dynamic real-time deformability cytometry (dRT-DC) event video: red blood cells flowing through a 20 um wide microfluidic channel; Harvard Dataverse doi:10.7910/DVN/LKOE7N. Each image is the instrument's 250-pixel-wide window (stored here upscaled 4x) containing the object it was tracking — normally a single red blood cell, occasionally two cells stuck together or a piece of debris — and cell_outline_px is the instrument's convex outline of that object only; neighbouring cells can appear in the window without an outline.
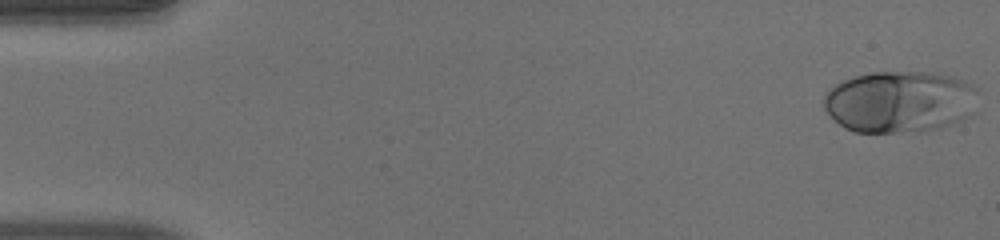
{"species": "human", "species_latin": "Homo sapiens", "temperature_condition": "warm", "stored_images_in_passage": 50, "camera_frame_rate_fps": 3000, "um_per_image_px": 0.085, "donor": {"sex": "male"}, "frame": {"image": 1, "passage_image": 1, "time_ms": 0.0, "image_size_px": [1000, 240], "cell_outline_px": [[976, 92], [964, 116], [960, 120], [940, 128], [924, 132], [856, 132], [844, 128], [824, 108], [824, 96], [836, 84], [852, 76], [872, 72], [924, 72], [948, 76], [972, 84], [976, 88]], "centroid_in_image_um": [76.39, 8.65], "position_along_channel_um": 8.6, "area_um2": 54.56}}
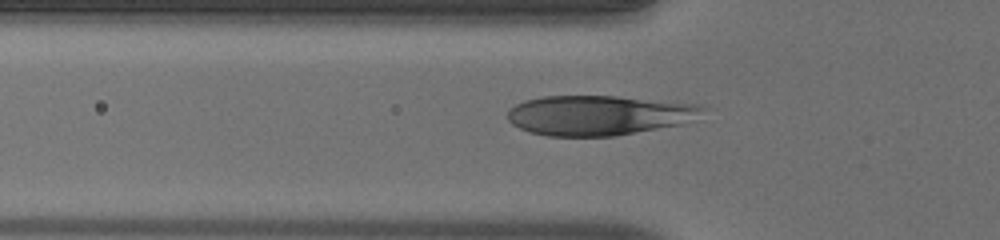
{"frame": {"image": 2, "passage_image": 17, "time_ms": 5.333, "image_size_px": [1000, 240], "cell_outline_px": [[708, 108], [684, 124], [616, 136], [548, 136], [528, 132], [512, 124], [508, 120], [508, 112], [516, 104], [524, 100], [544, 96], [616, 96], [704, 104]], "centroid_in_image_um": [50.93, 9.79], "position_along_channel_um": 74.9, "area_um2": 45.6}}
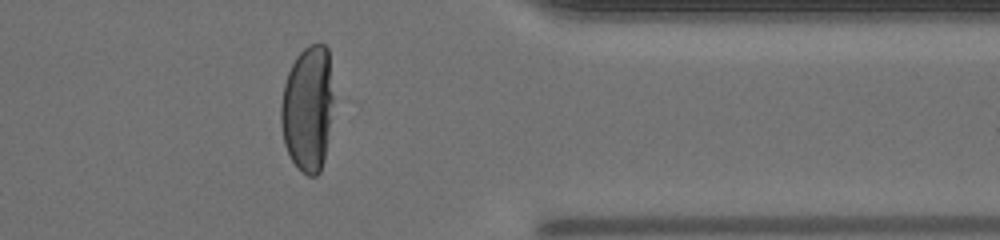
{"frame": {"image": 3, "passage_image": 41, "time_ms": 13.333, "image_size_px": [1000, 240], "cell_outline_px": [[332, 100], [324, 160], [320, 172], [316, 176], [308, 176], [292, 160], [284, 144], [280, 120], [280, 104], [284, 84], [288, 72], [296, 56], [308, 44], [324, 44], [328, 48], [332, 96]], "centroid_in_image_um": [26.13, 9.2], "position_along_channel_um": 385.3, "area_um2": 38.03}}